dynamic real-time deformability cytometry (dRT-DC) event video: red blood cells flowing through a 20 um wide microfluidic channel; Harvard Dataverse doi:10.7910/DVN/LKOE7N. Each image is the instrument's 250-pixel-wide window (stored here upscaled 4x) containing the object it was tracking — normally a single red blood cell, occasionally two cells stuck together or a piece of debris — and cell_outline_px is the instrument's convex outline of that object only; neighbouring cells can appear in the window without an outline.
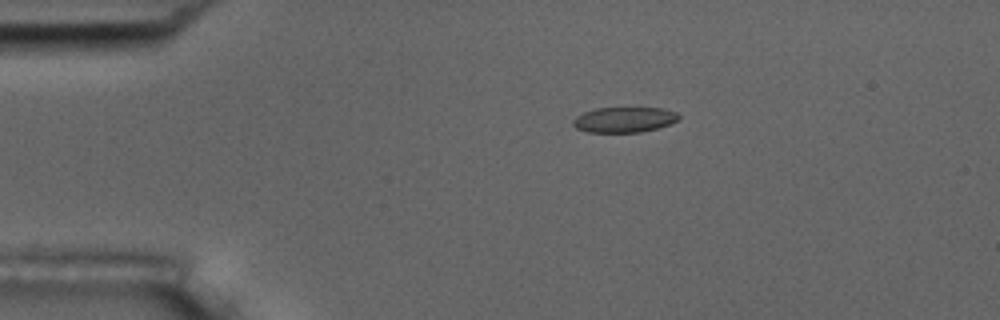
{"species": "common noctule bat (a hibernating species)", "species_latin": "Nyctalus noctula", "temperature_condition": "room temperature", "stored_images_in_passage": 5, "camera_frame_rate_fps": 3000, "um_per_image_px": 0.085, "animal": {"sex": "male", "body_mass_g": 17.5, "forearm_length_mm": 52.3}, "frame": {"image": 1, "passage_image": 1, "time_ms": 0.0, "image_size_px": [1000, 320], "cell_outline_px": [[680, 116], [672, 124], [640, 132], [588, 132], [576, 128], [572, 124], [572, 120], [576, 116], [584, 112], [596, 108], [664, 108], [676, 112]], "centroid_in_image_um": [53.05, 10.17], "position_along_channel_um": 32.0, "area_um2": 15.61}}